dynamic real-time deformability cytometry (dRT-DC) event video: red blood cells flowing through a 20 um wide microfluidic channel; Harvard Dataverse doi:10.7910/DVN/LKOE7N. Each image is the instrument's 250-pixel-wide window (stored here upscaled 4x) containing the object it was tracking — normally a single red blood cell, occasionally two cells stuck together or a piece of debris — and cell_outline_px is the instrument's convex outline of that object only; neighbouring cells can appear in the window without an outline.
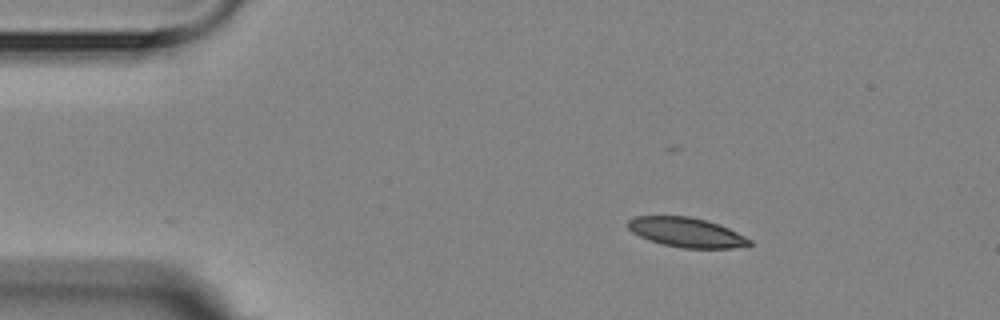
{"species": "Egyptian fruit bat (a non-hibernating species)", "species_latin": "Rousettus aegyptiacus", "temperature_condition": "room temperature", "stored_images_in_passage": 4, "camera_frame_rate_fps": 3000, "um_per_image_px": 0.085, "animal": {"sex": "female"}, "frame": {"image": 1, "passage_image": 2, "time_ms": 1.0, "image_size_px": [1000, 320], "cell_outline_px": [[752, 244], [732, 248], [684, 248], [664, 244], [648, 240], [632, 232], [628, 228], [628, 220], [636, 216], [688, 216], [708, 220], [720, 224], [752, 240]], "centroid_in_image_um": [58.35, 19.74], "position_along_channel_um": 26.6, "area_um2": 20.87}}